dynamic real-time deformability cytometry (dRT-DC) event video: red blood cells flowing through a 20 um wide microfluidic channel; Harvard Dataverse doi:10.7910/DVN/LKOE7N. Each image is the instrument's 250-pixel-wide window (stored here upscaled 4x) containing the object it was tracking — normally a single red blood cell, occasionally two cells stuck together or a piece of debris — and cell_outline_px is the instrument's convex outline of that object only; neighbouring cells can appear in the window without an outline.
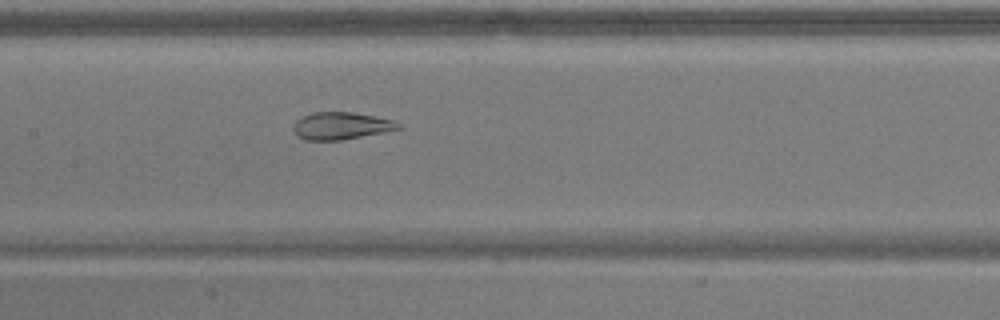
{"species": "common noctule bat (a hibernating species)", "species_latin": "Nyctalus noctula", "temperature_condition": "warm", "stored_images_in_passage": 43, "camera_frame_rate_fps": 3000, "um_per_image_px": 0.085, "animal": {"sex": "male", "body_mass_g": 17.9}, "frame": {"image": 1, "passage_image": 14, "time_ms": 4.333, "image_size_px": [1000, 320], "cell_outline_px": [[404, 128], [384, 132], [340, 140], [304, 140], [296, 136], [292, 128], [296, 120], [312, 112], [352, 112], [376, 116], [392, 120], [400, 124]], "centroid_in_image_um": [28.98, 10.69], "position_along_channel_um": 178.4, "area_um2": 16.76}}
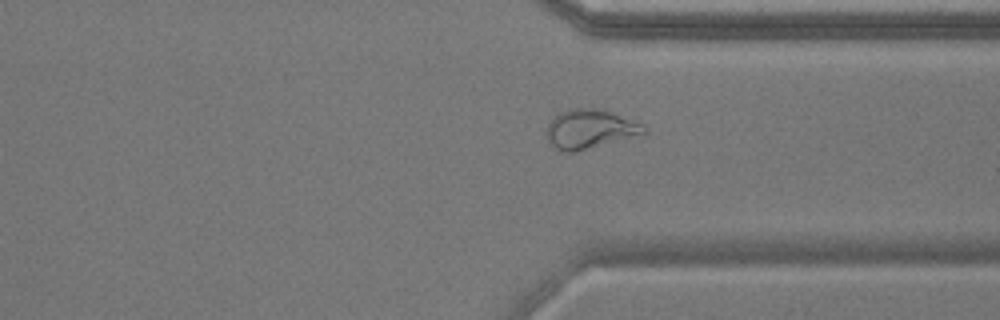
{"frame": {"image": 2, "passage_image": 29, "time_ms": 9.333, "image_size_px": [1000, 320], "cell_outline_px": [[648, 132], [576, 152], [564, 152], [556, 148], [548, 140], [544, 132], [548, 124], [560, 112], [572, 108], [604, 108], [640, 124]], "centroid_in_image_um": [50.09, 10.96], "position_along_channel_um": 361.3, "area_um2": 21.96}}
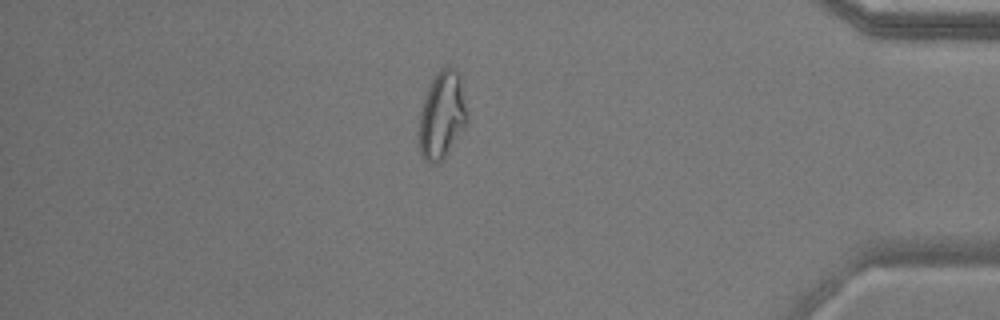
{"frame": {"image": 3, "passage_image": 35, "time_ms": 11.333, "image_size_px": [1000, 320], "cell_outline_px": [[468, 124], [444, 160], [440, 164], [432, 164], [424, 160], [420, 156], [420, 112], [432, 76], [440, 68], [448, 64], [456, 68], [460, 76]], "centroid_in_image_um": [37.58, 9.81], "position_along_channel_um": 397.6, "area_um2": 24.91}, "authors_computed_cell_mechanics": {"area_um2": 20.0566, "velocity_mm_per_s": 3.6636, "shape_relaxation_time_tau1_ms": null, "shape_relaxation_time_tau2_ms": 1.0803, "deformation_change_tau1": null, "deformation_change_tau2": 0.08}}